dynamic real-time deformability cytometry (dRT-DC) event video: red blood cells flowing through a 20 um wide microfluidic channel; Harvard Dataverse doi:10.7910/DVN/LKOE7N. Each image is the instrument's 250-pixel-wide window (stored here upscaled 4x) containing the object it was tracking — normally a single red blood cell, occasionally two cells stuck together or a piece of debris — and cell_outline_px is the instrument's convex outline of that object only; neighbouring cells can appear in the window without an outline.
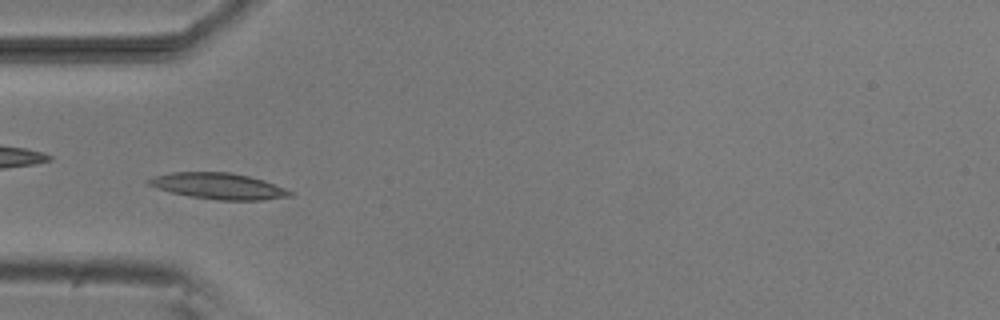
{"species": "common noctule bat (a hibernating species)", "species_latin": "Nyctalus noctula", "temperature_condition": "room temperature", "stored_images_in_passage": 54, "camera_frame_rate_fps": 3000, "um_per_image_px": 0.085, "animal": {"sex": "male", "body_mass_g": 20.5, "forearm_length_mm": 52.5}, "frame": {"image": 1, "passage_image": 17, "time_ms": 5.333, "image_size_px": [1000, 320], "cell_outline_px": [[296, 192], [292, 196], [264, 200], [220, 200], [188, 196], [156, 188], [148, 184], [144, 180], [156, 176], [172, 172], [228, 172], [248, 176], [264, 180]], "centroid_in_image_um": [18.61, 15.82], "position_along_channel_um": 66.4, "area_um2": 21.56}}
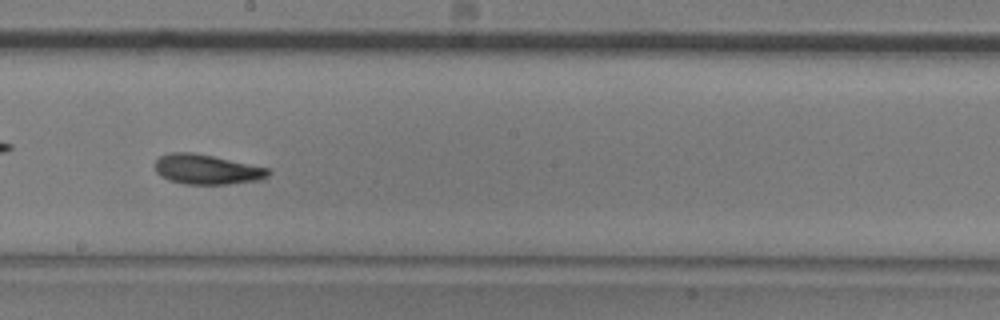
{"frame": {"image": 2, "passage_image": 30, "time_ms": 9.667, "image_size_px": [1000, 320], "cell_outline_px": [[272, 172], [264, 180], [228, 184], [184, 184], [168, 180], [160, 176], [156, 172], [156, 160], [160, 156], [172, 152], [192, 152], [272, 168]], "centroid_in_image_um": [17.64, 14.41], "position_along_channel_um": 230.6, "area_um2": 20.0}}
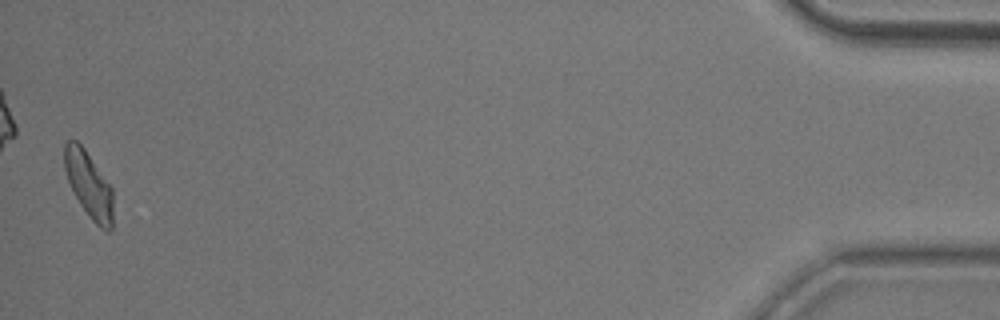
{"frame": {"image": 3, "passage_image": 53, "time_ms": 17.333, "image_size_px": [1000, 320], "cell_outline_px": [[112, 232], [108, 232], [100, 228], [92, 220], [80, 204], [68, 180], [64, 168], [64, 144], [68, 140], [76, 140], [84, 148], [112, 188]], "centroid_in_image_um": [7.55, 15.71], "position_along_channel_um": 427.7, "area_um2": 18.5}, "authors_computed_cell_mechanics": {"area_um2": 19.7676, "velocity_mm_per_s": 3.7835, "shape_relaxation_time_tau1_ms": 5.1129, "shape_relaxation_time_tau2_ms": 5.0007, "deformation_change_tau1": 0.1507, "deformation_change_tau2": 0.1325}}